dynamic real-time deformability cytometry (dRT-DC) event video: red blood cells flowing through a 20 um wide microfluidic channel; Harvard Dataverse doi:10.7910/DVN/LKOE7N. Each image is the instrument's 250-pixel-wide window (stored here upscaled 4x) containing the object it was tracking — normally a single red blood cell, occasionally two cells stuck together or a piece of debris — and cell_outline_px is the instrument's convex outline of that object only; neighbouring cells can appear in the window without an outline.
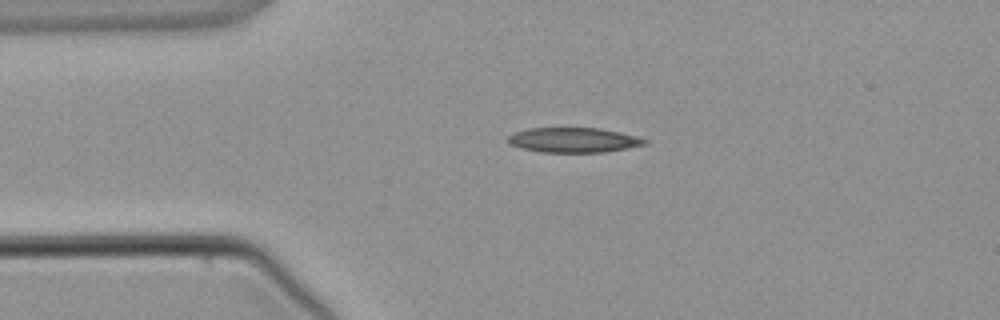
{"species": "common noctule bat (a hibernating species)", "species_latin": "Nyctalus noctula", "temperature_condition": "warm", "stored_images_in_passage": 1, "camera_frame_rate_fps": 3000, "um_per_image_px": 0.085, "animal": {"sex": "male", "body_mass_g": 21.5, "forearm_length_mm": 52.0}, "frame": {"image": 1, "passage_image": 1, "time_ms": 0.0, "image_size_px": [1000, 320], "cell_outline_px": [[648, 144], [628, 148], [604, 152], [540, 152], [520, 148], [504, 140], [512, 132], [528, 128], [600, 128], [620, 132], [636, 136], [648, 140]], "centroid_in_image_um": [48.73, 11.9], "position_along_channel_um": 36.3, "area_um2": 20.0}}